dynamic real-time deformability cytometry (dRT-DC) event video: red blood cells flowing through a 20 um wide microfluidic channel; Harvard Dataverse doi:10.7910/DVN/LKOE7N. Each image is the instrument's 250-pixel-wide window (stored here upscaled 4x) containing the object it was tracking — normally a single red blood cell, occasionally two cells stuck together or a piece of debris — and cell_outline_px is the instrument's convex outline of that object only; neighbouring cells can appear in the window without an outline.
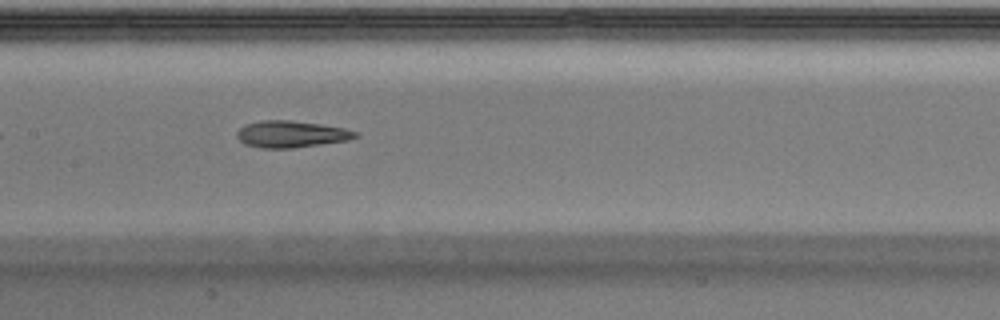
{"species": "Egyptian fruit bat (a non-hibernating species)", "species_latin": "Rousettus aegyptiacus", "temperature_condition": "warm", "stored_images_in_passage": 26, "camera_frame_rate_fps": 3000, "um_per_image_px": 0.085, "animal": {"sex": "male"}, "frame": {"image": 1, "passage_image": 8, "time_ms": 2.333, "image_size_px": [1000, 320], "cell_outline_px": [[360, 136], [348, 140], [292, 148], [260, 148], [244, 144], [236, 136], [236, 132], [244, 124], [260, 120], [288, 120], [320, 124], [344, 128], [356, 132]], "centroid_in_image_um": [24.71, 11.4], "position_along_channel_um": 182.7, "area_um2": 18.44}}